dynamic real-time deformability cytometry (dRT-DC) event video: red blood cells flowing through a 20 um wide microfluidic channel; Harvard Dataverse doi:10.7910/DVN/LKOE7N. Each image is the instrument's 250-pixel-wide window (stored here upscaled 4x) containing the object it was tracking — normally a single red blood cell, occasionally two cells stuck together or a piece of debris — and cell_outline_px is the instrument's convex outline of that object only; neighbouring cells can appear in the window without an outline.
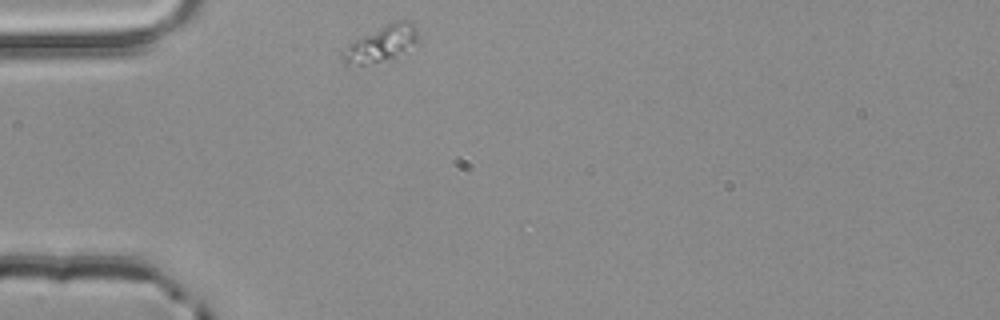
{"species": "common noctule bat (a hibernating species)", "species_latin": "Nyctalus noctula", "temperature_condition": "room temperature", "stored_images_in_passage": 1, "camera_frame_rate_fps": 3000, "um_per_image_px": 0.085, "animal": {"sex": "male", "body_mass_g": 20.4}, "frame": {"image": 1, "passage_image": 1, "time_ms": 0.0, "image_size_px": [1000, 320], "cell_outline_px": [[420, 36], [396, 60], [348, 68], [344, 68], [340, 60], [340, 52], [348, 44], [388, 24], [400, 20], [412, 20]], "centroid_in_image_um": [32.33, 3.82], "position_along_channel_um": 52.7, "area_um2": 16.47}}